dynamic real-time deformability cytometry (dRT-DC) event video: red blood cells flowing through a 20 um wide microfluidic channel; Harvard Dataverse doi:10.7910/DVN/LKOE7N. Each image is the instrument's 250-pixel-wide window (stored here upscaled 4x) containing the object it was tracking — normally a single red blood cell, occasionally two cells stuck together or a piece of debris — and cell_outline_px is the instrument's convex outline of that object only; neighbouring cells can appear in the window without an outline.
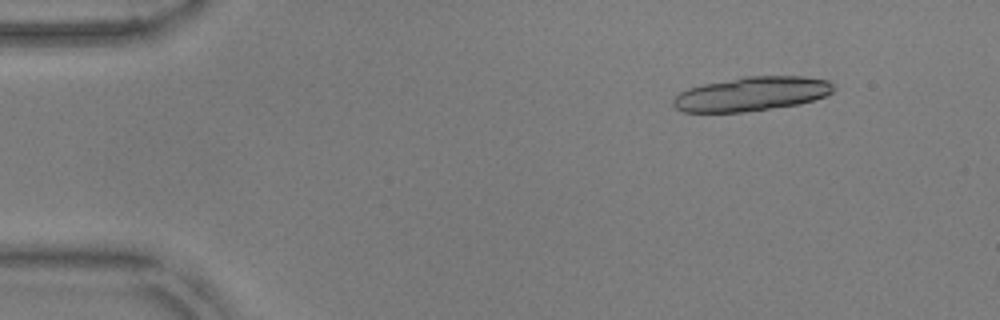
{"species": "common noctule bat (a hibernating species)", "species_latin": "Nyctalus noctula", "temperature_condition": "warm", "stored_images_in_passage": 9, "camera_frame_rate_fps": 3000, "um_per_image_px": 0.085, "animal": {"sex": "male", "body_mass_g": 17.9, "forearm_length_mm": 54.2}, "frame": {"image": 1, "passage_image": 3, "time_ms": 0.667, "image_size_px": [1000, 320], "cell_outline_px": [[832, 92], [824, 96], [800, 104], [740, 112], [684, 112], [676, 108], [672, 104], [672, 100], [680, 92], [688, 88], [704, 84], [744, 76], [804, 76], [828, 80], [832, 84]], "centroid_in_image_um": [63.86, 7.97], "position_along_channel_um": 21.1, "area_um2": 31.67}}